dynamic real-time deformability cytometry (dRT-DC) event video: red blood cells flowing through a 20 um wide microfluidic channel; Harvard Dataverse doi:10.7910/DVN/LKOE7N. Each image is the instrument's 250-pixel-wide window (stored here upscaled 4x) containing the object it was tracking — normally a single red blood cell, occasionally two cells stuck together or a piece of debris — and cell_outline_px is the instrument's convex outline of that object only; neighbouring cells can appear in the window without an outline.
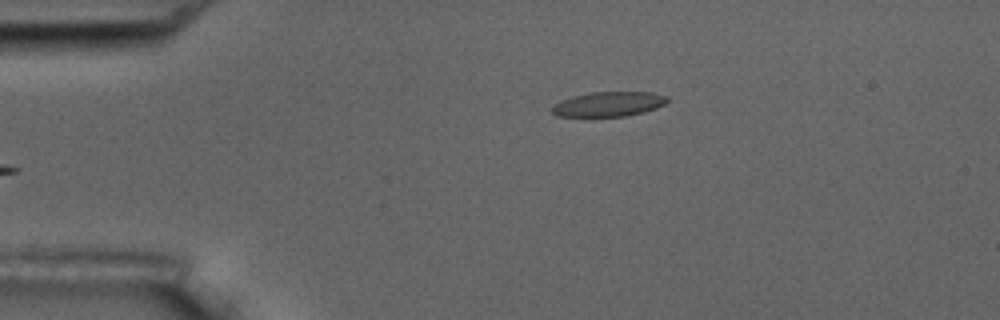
{"species": "common noctule bat (a hibernating species)", "species_latin": "Nyctalus noctula", "temperature_condition": "room temperature", "stored_images_in_passage": 5, "camera_frame_rate_fps": 3000, "um_per_image_px": 0.085, "animal": {"sex": "male", "body_mass_g": 17.5, "forearm_length_mm": 52.3}, "frame": {"image": 1, "passage_image": 5, "time_ms": 4.667, "image_size_px": [1000, 320], "cell_outline_px": [[668, 100], [664, 104], [656, 108], [644, 112], [624, 116], [556, 116], [552, 112], [552, 108], [560, 100], [572, 96], [592, 92], [652, 92], [668, 96]], "centroid_in_image_um": [51.75, 8.84], "position_along_channel_um": 33.3, "area_um2": 16.53}}